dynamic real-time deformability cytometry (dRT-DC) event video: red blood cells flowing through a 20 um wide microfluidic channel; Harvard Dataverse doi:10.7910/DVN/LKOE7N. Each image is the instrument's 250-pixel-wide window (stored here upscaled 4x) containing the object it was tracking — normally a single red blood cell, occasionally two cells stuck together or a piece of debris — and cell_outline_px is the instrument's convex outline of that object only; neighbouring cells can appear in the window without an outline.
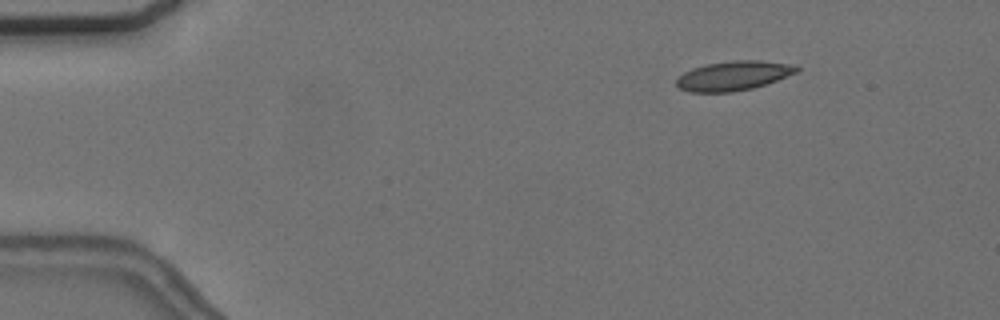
{"species": "common noctule bat (a hibernating species)", "species_latin": "Nyctalus noctula", "temperature_condition": "cold", "stored_images_in_passage": 56, "camera_frame_rate_fps": 3000, "um_per_image_px": 0.085, "animal": {"sex": "female", "body_mass_g": 24.6, "forearm_length_mm": 56.2}, "frame": {"image": 1, "passage_image": 8, "time_ms": 2.333, "image_size_px": [1000, 320], "cell_outline_px": [[800, 72], [752, 88], [732, 92], [688, 92], [680, 88], [676, 84], [676, 80], [684, 72], [692, 68], [708, 64], [736, 60], [760, 60], [792, 64], [800, 68]], "centroid_in_image_um": [62.37, 6.43], "position_along_channel_um": 22.6, "area_um2": 20.52}}
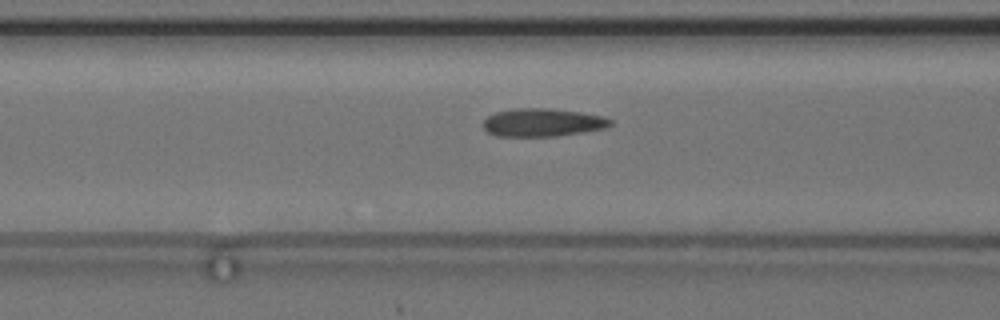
{"frame": {"image": 2, "passage_image": 23, "time_ms": 7.333, "image_size_px": [1000, 320], "cell_outline_px": [[612, 124], [604, 128], [584, 132], [556, 136], [496, 136], [488, 132], [484, 128], [484, 120], [488, 116], [496, 112], [516, 108], [548, 108], [580, 112], [604, 116], [612, 120]], "centroid_in_image_um": [46.13, 10.41], "position_along_channel_um": 120.5, "area_um2": 20.75}}
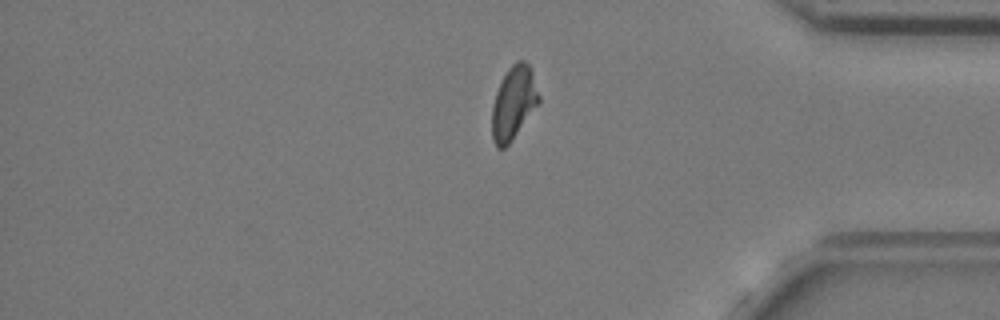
{"frame": {"image": 3, "passage_image": 47, "time_ms": 15.333, "image_size_px": [1000, 320], "cell_outline_px": [[540, 100], [512, 140], [504, 148], [496, 148], [492, 140], [492, 104], [496, 92], [508, 68], [516, 60], [524, 60], [528, 64], [532, 72], [540, 96]], "centroid_in_image_um": [43.64, 8.74], "position_along_channel_um": 391.6, "area_um2": 19.77}, "authors_computed_cell_mechanics": {"area_um2": 20.2878, "velocity_mm_per_s": 3.6619, "shape_relaxation_time_tau1_ms": null, "shape_relaxation_time_tau2_ms": 2.3409, "deformation_change_tau1": null, "deformation_change_tau2": 0.0755}}